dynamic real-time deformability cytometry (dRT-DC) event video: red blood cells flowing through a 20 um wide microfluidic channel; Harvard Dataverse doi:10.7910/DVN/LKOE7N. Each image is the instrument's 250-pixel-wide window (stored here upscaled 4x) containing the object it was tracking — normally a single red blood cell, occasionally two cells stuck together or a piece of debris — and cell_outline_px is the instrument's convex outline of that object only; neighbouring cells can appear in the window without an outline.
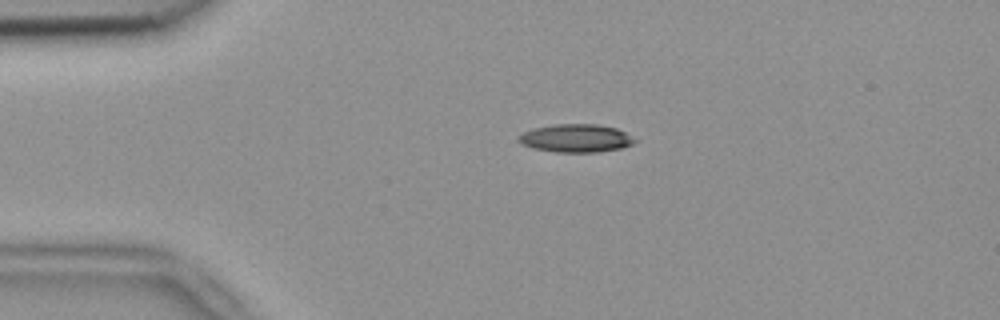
{"species": "common noctule bat (a hibernating species)", "species_latin": "Nyctalus noctula", "temperature_condition": "room temperature", "stored_images_in_passage": 42, "camera_frame_rate_fps": 3000, "um_per_image_px": 0.085, "animal": {"sex": "female", "body_mass_g": 18.4}, "frame": {"image": 1, "passage_image": 1, "time_ms": 0.0, "image_size_px": [1000, 320], "cell_outline_px": [[640, 140], [632, 144], [620, 148], [600, 152], [556, 152], [532, 148], [524, 144], [520, 140], [520, 136], [524, 132], [532, 128], [556, 124], [596, 124], [616, 128]], "centroid_in_image_um": [49.01, 11.75], "position_along_channel_um": 36.0, "area_um2": 18.9}}
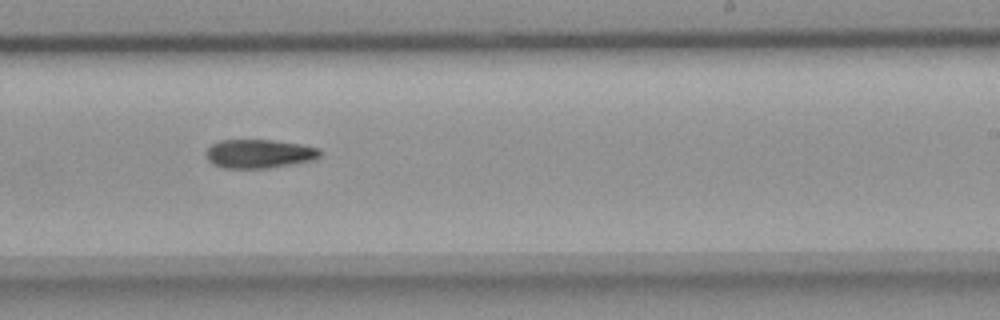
{"frame": {"image": 2, "passage_image": 22, "time_ms": 7.0, "image_size_px": [1000, 320], "cell_outline_px": [[320, 156], [312, 160], [292, 164], [268, 168], [224, 168], [212, 164], [208, 160], [204, 152], [212, 144], [220, 140], [272, 140], [304, 144], [320, 148]], "centroid_in_image_um": [22.02, 13.06], "position_along_channel_um": 267.0, "area_um2": 19.25}}
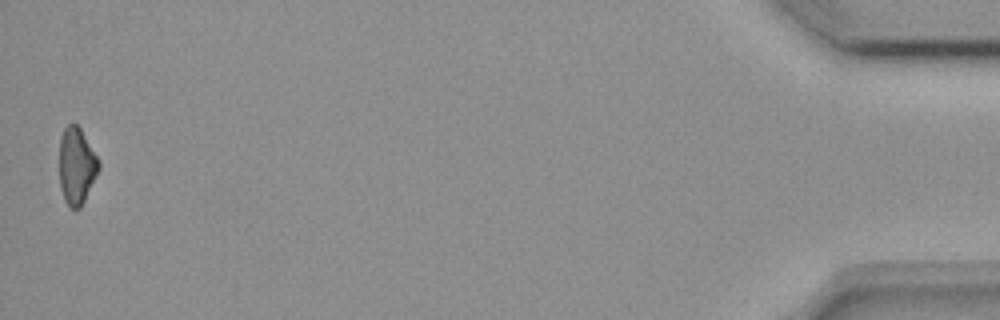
{"frame": {"image": 3, "passage_image": 42, "time_ms": 13.667, "image_size_px": [1000, 320], "cell_outline_px": [[100, 168], [80, 208], [68, 208], [64, 200], [60, 188], [60, 136], [64, 128], [68, 124], [76, 124], [80, 128], [100, 160]], "centroid_in_image_um": [6.51, 14.1], "position_along_channel_um": 428.7, "area_um2": 17.63}, "authors_computed_cell_mechanics": {"area_um2": 19.2763, "velocity_mm_per_s": 3.8315, "shape_relaxation_time_tau1_ms": 11.296, "shape_relaxation_time_tau2_ms": null, "deformation_change_tau1": 0.2267, "deformation_change_tau2": null}}